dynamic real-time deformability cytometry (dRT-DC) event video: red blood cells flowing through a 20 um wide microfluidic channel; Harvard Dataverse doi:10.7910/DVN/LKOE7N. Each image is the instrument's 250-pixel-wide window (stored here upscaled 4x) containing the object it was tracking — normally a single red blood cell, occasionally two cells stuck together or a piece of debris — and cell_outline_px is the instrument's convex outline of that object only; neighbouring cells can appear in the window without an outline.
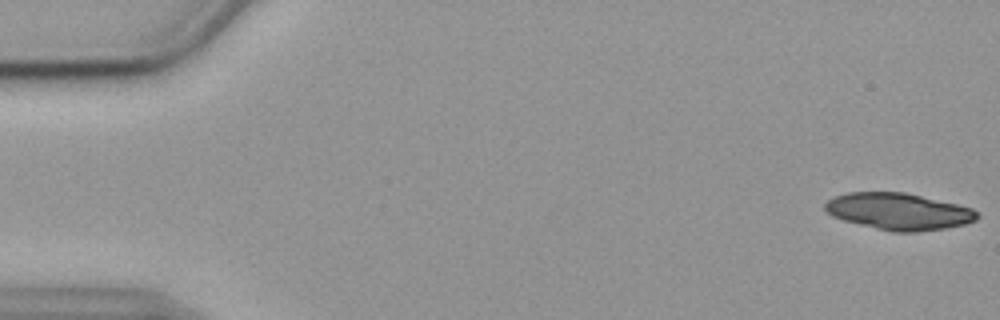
{"species": "common noctule bat (a hibernating species)", "species_latin": "Nyctalus noctula", "temperature_condition": "cold", "stored_images_in_passage": 55, "segment_of_instrument_passage": [1, 2], "camera_frame_rate_fps": 3000, "um_per_image_px": 0.085, "animal": {"sex": "female", "body_mass_g": 19.9}, "frame": {"image": 1, "passage_image": 1, "time_ms": 0.0, "image_size_px": [1000, 320], "cell_outline_px": [[980, 216], [976, 220], [964, 224], [944, 228], [916, 232], [892, 232], [844, 220], [832, 216], [824, 208], [824, 204], [832, 196], [848, 192], [904, 192], [956, 204], [972, 208], [980, 212]], "centroid_in_image_um": [76.38, 17.97], "position_along_channel_um": 8.6, "area_um2": 32.48}}